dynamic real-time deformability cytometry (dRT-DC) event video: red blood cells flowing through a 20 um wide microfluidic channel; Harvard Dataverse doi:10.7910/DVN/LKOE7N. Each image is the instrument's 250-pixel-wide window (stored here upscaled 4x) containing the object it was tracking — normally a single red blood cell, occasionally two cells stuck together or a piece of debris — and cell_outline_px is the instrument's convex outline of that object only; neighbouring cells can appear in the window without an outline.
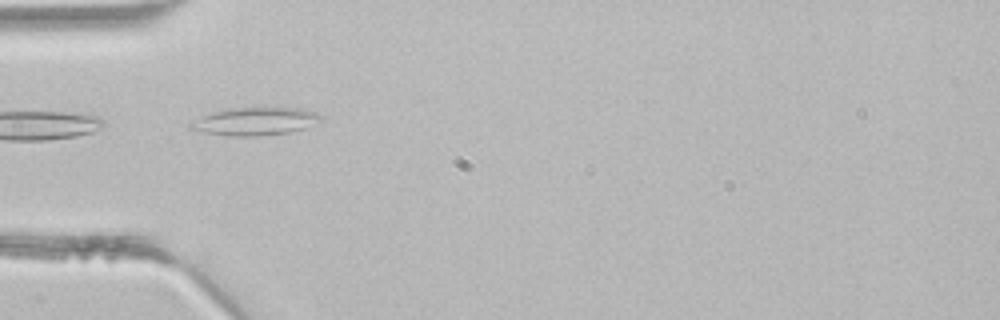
{"species": "common noctule bat (a hibernating species)", "species_latin": "Nyctalus noctula", "temperature_condition": "room temperature", "stored_images_in_passage": 3, "camera_frame_rate_fps": 3000, "um_per_image_px": 0.085, "animal": {"sex": "male", "body_mass_g": 21.5, "forearm_length_mm": 52.0}, "frame": {"image": 1, "passage_image": 3, "time_ms": 0.667, "image_size_px": [1000, 320], "cell_outline_px": [[324, 120], [304, 128], [288, 132], [260, 136], [228, 136], [204, 132], [188, 128], [188, 124], [200, 116], [212, 112], [228, 108], [300, 108], [316, 112], [324, 116]], "centroid_in_image_um": [21.69, 10.31], "position_along_channel_um": 63.3, "area_um2": 21.27}}